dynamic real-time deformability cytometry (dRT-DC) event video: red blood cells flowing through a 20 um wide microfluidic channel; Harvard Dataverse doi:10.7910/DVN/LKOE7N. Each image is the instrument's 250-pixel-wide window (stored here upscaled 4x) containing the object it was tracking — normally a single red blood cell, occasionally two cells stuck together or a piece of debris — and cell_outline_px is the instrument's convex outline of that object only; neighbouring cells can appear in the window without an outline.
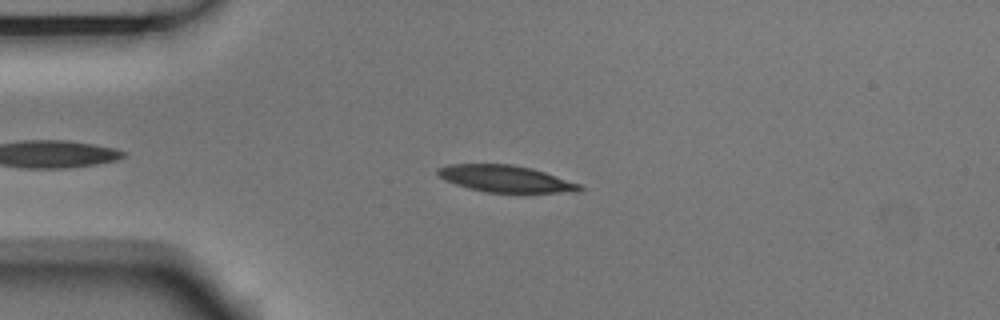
{"species": "Egyptian fruit bat (a non-hibernating species)", "species_latin": "Rousettus aegyptiacus", "temperature_condition": "room temperature", "stored_images_in_passage": 5, "camera_frame_rate_fps": 3000, "um_per_image_px": 0.085, "animal": {"sex": "male"}, "frame": {"image": 1, "passage_image": 4, "time_ms": 1.0, "image_size_px": [1000, 320], "cell_outline_px": [[584, 188], [580, 192], [484, 192], [468, 188], [444, 180], [436, 172], [436, 168], [448, 164], [512, 164], [532, 168], [580, 184]], "centroid_in_image_um": [42.95, 15.19], "position_along_channel_um": 42.1, "area_um2": 22.08}}